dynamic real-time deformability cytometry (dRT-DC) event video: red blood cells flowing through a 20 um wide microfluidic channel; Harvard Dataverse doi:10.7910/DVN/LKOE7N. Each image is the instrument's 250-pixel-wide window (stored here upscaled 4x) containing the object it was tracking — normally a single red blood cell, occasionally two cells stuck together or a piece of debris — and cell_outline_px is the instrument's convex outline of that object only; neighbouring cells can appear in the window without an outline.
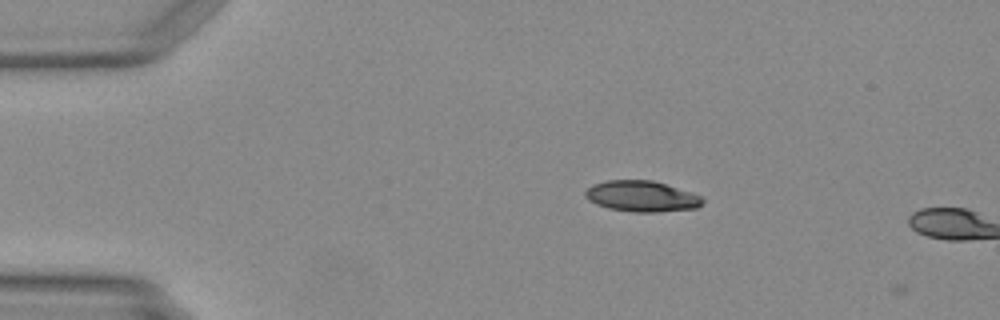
{"species": "Egyptian fruit bat (a non-hibernating species)", "species_latin": "Rousettus aegyptiacus", "temperature_condition": "warm", "stored_images_in_passage": 2, "camera_frame_rate_fps": 3000, "um_per_image_px": 0.085, "animal": {"sex": "female"}, "frame": {"image": 1, "passage_image": 1, "time_ms": 0.0, "image_size_px": [1000, 320], "cell_outline_px": [[704, 200], [696, 208], [656, 212], [632, 212], [608, 208], [596, 204], [588, 200], [584, 196], [584, 192], [592, 184], [608, 180], [652, 180], [692, 192], [700, 196]], "centroid_in_image_um": [54.5, 16.68], "position_along_channel_um": 30.5, "area_um2": 21.1}}